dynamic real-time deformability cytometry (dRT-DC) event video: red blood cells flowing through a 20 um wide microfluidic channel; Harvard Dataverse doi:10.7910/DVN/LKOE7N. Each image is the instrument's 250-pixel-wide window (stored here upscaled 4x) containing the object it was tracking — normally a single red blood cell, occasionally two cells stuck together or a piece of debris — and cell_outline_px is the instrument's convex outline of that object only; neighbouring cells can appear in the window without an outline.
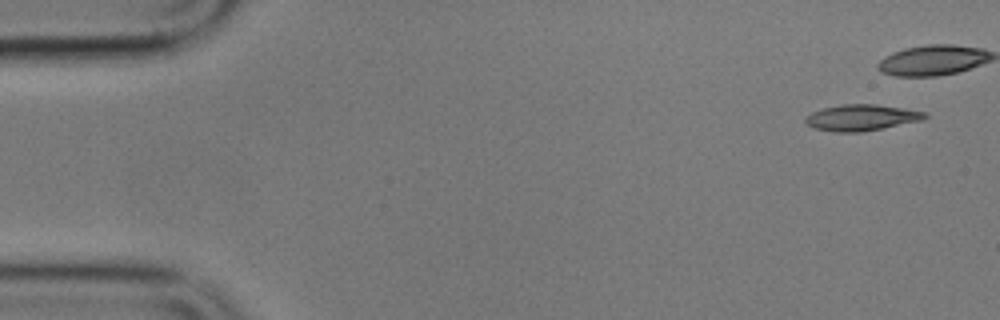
{"species": "common noctule bat (a hibernating species)", "species_latin": "Nyctalus noctula", "temperature_condition": "cold", "stored_images_in_passage": 2, "camera_frame_rate_fps": 3000, "um_per_image_px": 0.085, "animal": {"sex": "male", "body_mass_g": 17.9}, "frame": {"image": 1, "passage_image": 1, "time_ms": 0.0, "image_size_px": [1000, 320], "cell_outline_px": [[928, 116], [924, 120], [860, 132], [832, 132], [812, 128], [804, 120], [804, 116], [812, 112], [824, 108], [844, 104], [876, 104], [924, 112]], "centroid_in_image_um": [73.18, 10.0], "position_along_channel_um": 11.8, "area_um2": 18.09}}